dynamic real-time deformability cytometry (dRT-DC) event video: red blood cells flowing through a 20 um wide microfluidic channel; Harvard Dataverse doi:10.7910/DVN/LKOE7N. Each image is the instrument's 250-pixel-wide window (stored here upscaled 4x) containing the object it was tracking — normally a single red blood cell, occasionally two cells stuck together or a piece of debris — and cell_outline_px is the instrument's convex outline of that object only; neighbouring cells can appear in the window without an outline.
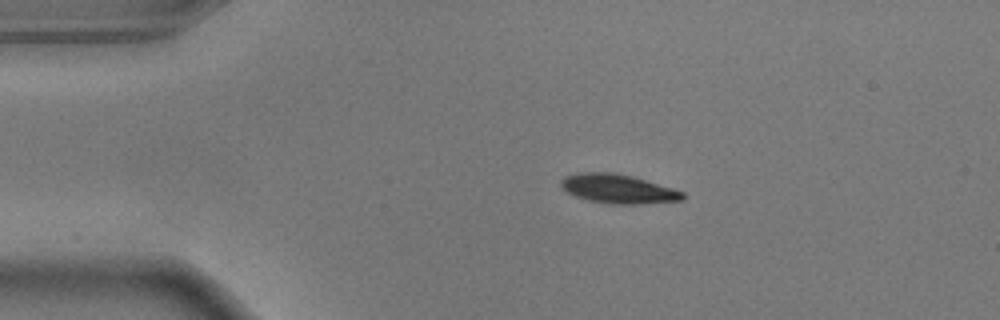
{"species": "common noctule bat (a hibernating species)", "species_latin": "Nyctalus noctula", "temperature_condition": "warm", "stored_images_in_passage": 46, "camera_frame_rate_fps": 3000, "um_per_image_px": 0.085, "animal": {"sex": "male", "body_mass_g": 17.9}, "frame": {"image": 1, "passage_image": 1, "time_ms": 0.0, "image_size_px": [1000, 320], "cell_outline_px": [[684, 196], [680, 200], [632, 204], [612, 204], [588, 200], [576, 196], [568, 192], [560, 184], [560, 180], [564, 176], [584, 172], [612, 172], [632, 176], [672, 188], [684, 192]], "centroid_in_image_um": [52.5, 16.04], "position_along_channel_um": 32.5, "area_um2": 20.23}}
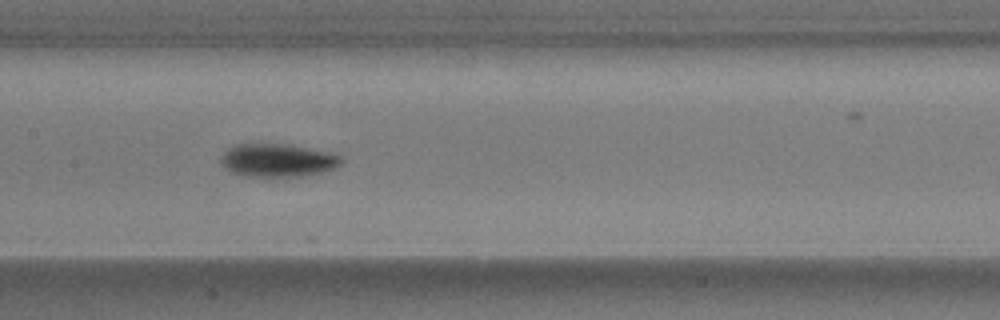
{"frame": {"image": 2, "passage_image": 17, "time_ms": 5.333, "image_size_px": [1000, 320], "cell_outline_px": [[344, 160], [336, 168], [304, 176], [244, 176], [232, 172], [224, 164], [224, 152], [232, 144], [280, 144], [328, 152], [340, 156]], "centroid_in_image_um": [23.63, 13.63], "position_along_channel_um": 183.8, "area_um2": 22.6}}
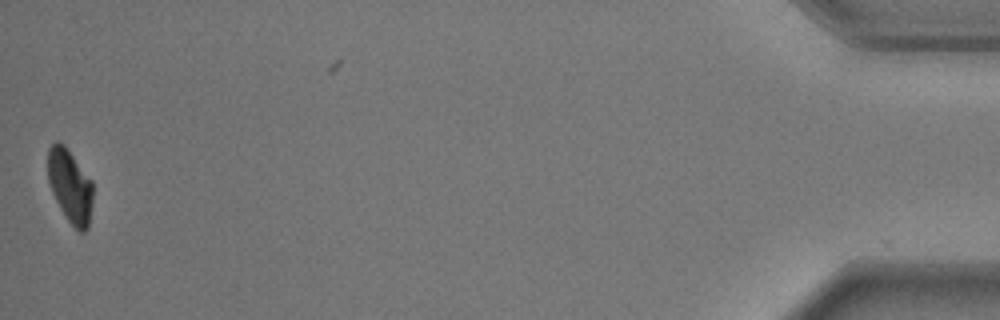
{"frame": {"image": 3, "passage_image": 45, "time_ms": 14.667, "image_size_px": [1000, 320], "cell_outline_px": [[92, 204], [88, 228], [84, 232], [80, 232], [68, 220], [60, 208], [52, 192], [48, 180], [48, 148], [56, 140], [64, 144], [92, 180]], "centroid_in_image_um": [5.96, 15.79], "position_along_channel_um": 429.2, "area_um2": 19.19}, "authors_computed_cell_mechanics": {"area_um2": 21.8195, "velocity_mm_per_s": 3.649, "shape_relaxation_time_tau1_ms": 2.4319, "shape_relaxation_time_tau2_ms": 3.1227, "deformation_change_tau1": 0.135, "deformation_change_tau2": 0.0581}}